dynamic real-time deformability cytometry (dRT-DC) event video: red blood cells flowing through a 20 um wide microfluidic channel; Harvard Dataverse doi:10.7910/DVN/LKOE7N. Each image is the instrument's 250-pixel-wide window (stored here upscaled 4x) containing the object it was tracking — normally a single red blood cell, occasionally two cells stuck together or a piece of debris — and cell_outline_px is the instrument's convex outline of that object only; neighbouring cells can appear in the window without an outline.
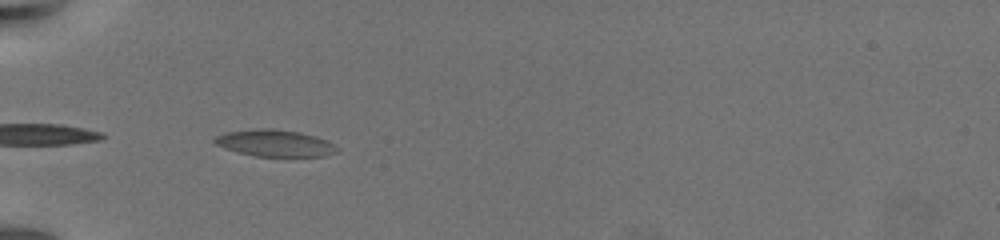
{"species": "common noctule bat (a hibernating species)", "species_latin": "Nyctalus noctula", "temperature_condition": "warm", "stored_images_in_passage": 6, "camera_frame_rate_fps": 3000, "um_per_image_px": 0.085, "animal": {"sex": "female", "body_mass_g": 19.5, "forearm_length_mm": 54.1}, "frame": {"image": 1, "passage_image": 1, "time_ms": 0.0, "image_size_px": [1000, 240], "cell_outline_px": [[340, 148], [336, 152], [324, 156], [252, 156], [224, 148], [216, 144], [212, 140], [216, 136], [228, 132], [260, 128], [272, 128], [300, 132], [328, 140]], "centroid_in_image_um": [23.38, 12.17], "position_along_channel_um": 61.6, "area_um2": 19.07}}
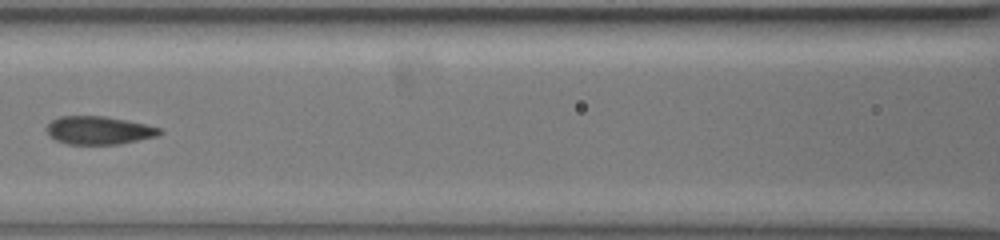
{"frame": {"image": 2, "passage_image": 4, "time_ms": 3.333, "image_size_px": [1000, 240], "cell_outline_px": [[164, 132], [156, 136], [120, 144], [64, 144], [56, 140], [48, 132], [48, 124], [52, 120], [60, 116], [104, 116], [144, 124], [160, 128]], "centroid_in_image_um": [8.41, 11.08], "position_along_channel_um": 158.2, "area_um2": 18.26}}
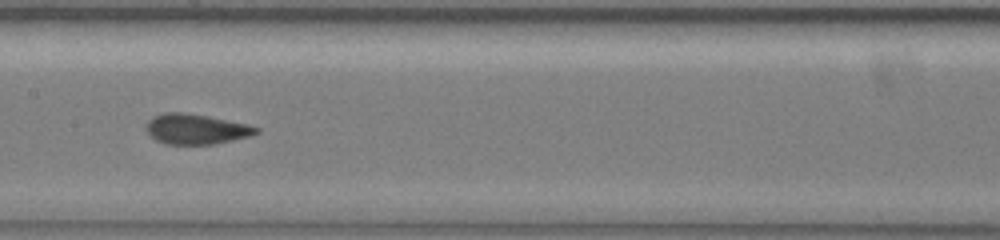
{"frame": {"image": 3, "passage_image": 5, "time_ms": 4.333, "image_size_px": [1000, 240], "cell_outline_px": [[260, 132], [248, 136], [232, 140], [212, 144], [164, 144], [156, 140], [144, 128], [148, 120], [152, 116], [164, 112], [180, 112], [208, 116], [244, 124], [260, 128]], "centroid_in_image_um": [16.6, 10.97], "position_along_channel_um": 190.8, "area_um2": 19.19}}